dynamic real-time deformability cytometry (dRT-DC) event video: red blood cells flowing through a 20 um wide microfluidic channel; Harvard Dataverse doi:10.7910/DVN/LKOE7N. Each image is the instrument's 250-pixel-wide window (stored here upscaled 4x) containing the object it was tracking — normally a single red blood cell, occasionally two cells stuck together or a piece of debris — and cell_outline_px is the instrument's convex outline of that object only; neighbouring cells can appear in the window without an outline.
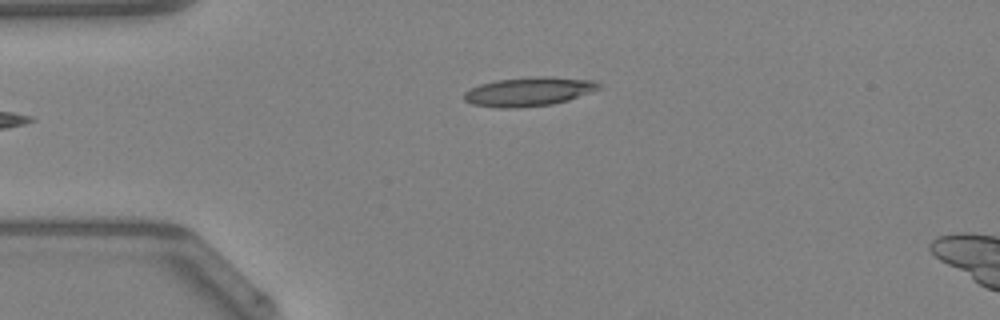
{"species": "Egyptian fruit bat (a non-hibernating species)", "species_latin": "Rousettus aegyptiacus", "temperature_condition": "warm", "stored_images_in_passage": 31, "camera_frame_rate_fps": 3000, "um_per_image_px": 0.085, "animal": {"sex": "female"}, "frame": {"image": 1, "passage_image": 1, "time_ms": 0.0, "image_size_px": [1000, 320], "cell_outline_px": [[600, 88], [568, 100], [552, 104], [516, 108], [500, 108], [472, 104], [464, 100], [464, 92], [468, 88], [480, 84], [496, 80], [536, 76], [552, 76], [596, 80], [600, 84]], "centroid_in_image_um": [44.93, 7.77], "position_along_channel_um": 40.1, "area_um2": 22.89}, "authors_computed_cell_mechanics": {"area_um2": 20.9814, "velocity_mm_per_s": 4.2908, "shape_relaxation_time_tau1_ms": null, "shape_relaxation_time_tau2_ms": 6.8803, "deformation_change_tau1": null, "deformation_change_tau2": 0.1933}}